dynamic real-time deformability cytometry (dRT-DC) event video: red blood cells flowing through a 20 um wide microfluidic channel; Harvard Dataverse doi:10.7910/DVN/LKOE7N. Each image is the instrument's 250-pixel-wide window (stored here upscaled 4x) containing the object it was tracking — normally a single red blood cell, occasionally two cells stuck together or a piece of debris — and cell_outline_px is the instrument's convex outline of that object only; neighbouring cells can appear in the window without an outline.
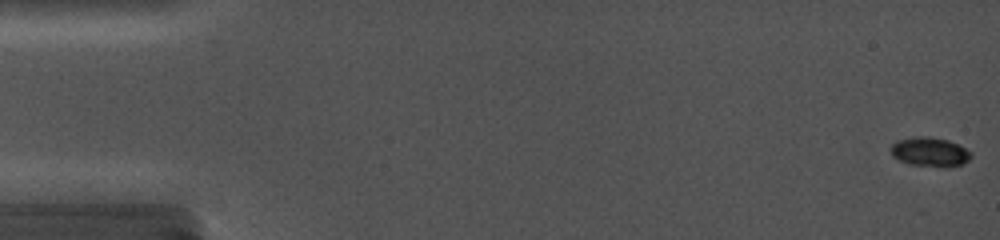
{"species": "common noctule bat (a hibernating species)", "species_latin": "Nyctalus noctula", "temperature_condition": "cold", "stored_images_in_passage": 23, "camera_frame_rate_fps": 5000, "um_per_image_px": 0.085, "animal": {"sex": "female", "body_mass_g": 19.0, "forearm_length_mm": 56.7}, "frame": {"image": 1, "passage_image": 1, "time_ms": 0.0, "image_size_px": [1000, 240], "cell_outline_px": [[972, 156], [968, 160], [960, 164], [908, 164], [892, 156], [892, 144], [896, 140], [916, 136], [928, 136], [948, 140], [972, 152]], "centroid_in_image_um": [78.99, 12.85], "position_along_channel_um": 6.0, "area_um2": 12.95}}
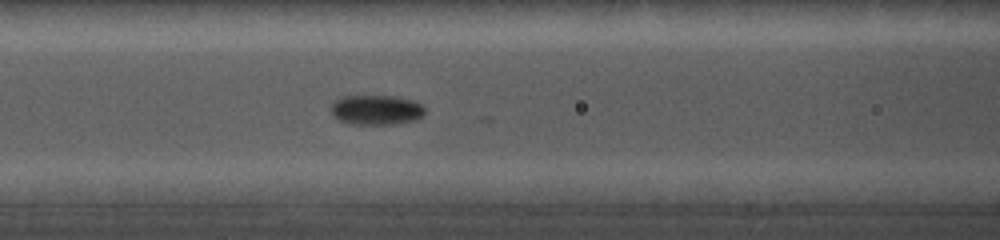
{"frame": {"image": 2, "passage_image": 14, "time_ms": 7.4, "image_size_px": [1000, 240], "cell_outline_px": [[424, 112], [416, 120], [392, 124], [352, 124], [340, 120], [332, 116], [332, 104], [340, 96], [396, 96], [412, 100], [420, 104], [424, 108]], "centroid_in_image_um": [31.96, 9.33], "position_along_channel_um": 134.6, "area_um2": 16.18}}
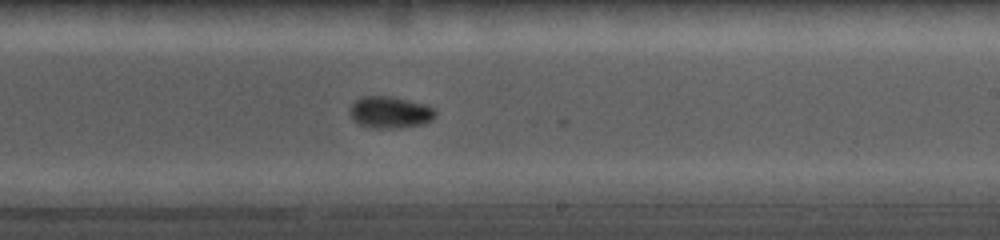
{"frame": {"image": 3, "passage_image": 22, "time_ms": 10.6, "image_size_px": [1000, 240], "cell_outline_px": [[436, 116], [432, 120], [424, 124], [400, 128], [372, 128], [360, 124], [352, 116], [352, 104], [356, 100], [364, 96], [388, 96], [424, 104], [436, 108]], "centroid_in_image_um": [33.23, 9.56], "position_along_channel_um": 255.8, "area_um2": 15.61}}